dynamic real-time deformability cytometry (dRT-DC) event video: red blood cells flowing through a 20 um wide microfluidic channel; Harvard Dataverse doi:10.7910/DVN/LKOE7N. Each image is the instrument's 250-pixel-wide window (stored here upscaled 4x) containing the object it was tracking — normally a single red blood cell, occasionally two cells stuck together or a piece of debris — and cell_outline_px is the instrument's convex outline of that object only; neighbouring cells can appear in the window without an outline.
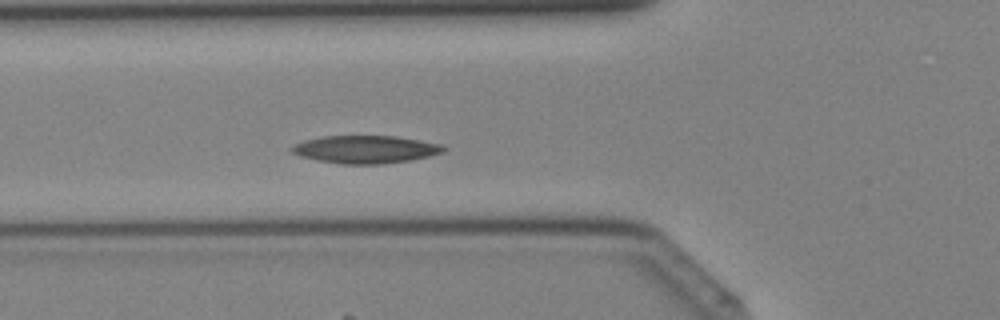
{"species": "Egyptian fruit bat (a non-hibernating species)", "species_latin": "Rousettus aegyptiacus", "temperature_condition": "cold", "stored_images_in_passage": 30, "camera_frame_rate_fps": 3000, "um_per_image_px": 0.085, "animal": {"sex": "female"}, "frame": {"image": 1, "passage_image": 4, "time_ms": 1.0, "image_size_px": [1000, 320], "cell_outline_px": [[448, 148], [444, 152], [428, 156], [408, 160], [380, 164], [340, 164], [300, 156], [292, 152], [288, 148], [304, 140], [324, 136], [396, 136], [444, 144]], "centroid_in_image_um": [31.1, 12.69], "position_along_channel_um": 94.7, "area_um2": 24.51}}
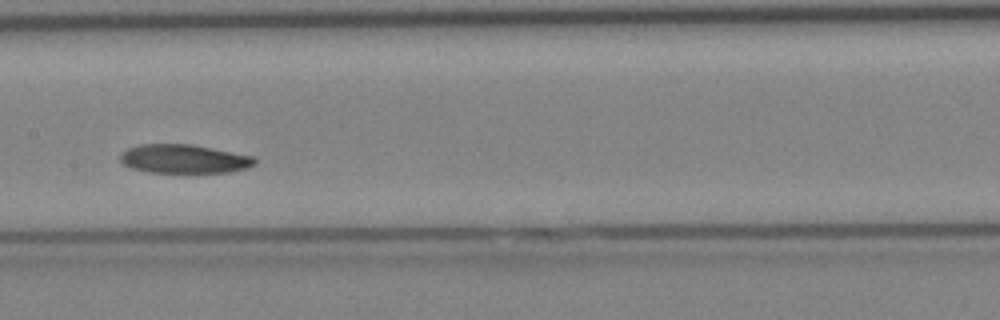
{"frame": {"image": 2, "passage_image": 10, "time_ms": 3.0, "image_size_px": [1000, 320], "cell_outline_px": [[256, 164], [248, 168], [228, 172], [148, 172], [132, 168], [124, 164], [120, 160], [120, 152], [128, 148], [140, 144], [192, 144], [256, 156]], "centroid_in_image_um": [15.67, 13.49], "position_along_channel_um": 191.7, "area_um2": 22.72}}
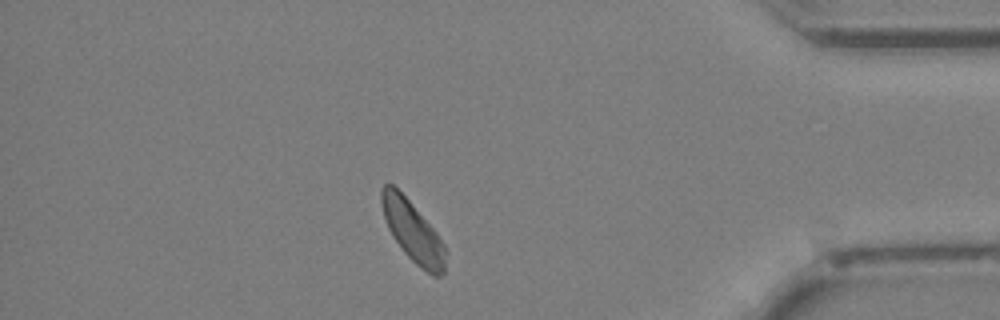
{"frame": {"image": 3, "passage_image": 25, "time_ms": 8.0, "image_size_px": [1000, 320], "cell_outline_px": [[448, 252], [444, 272], [440, 276], [432, 276], [420, 268], [404, 252], [392, 236], [388, 228], [384, 216], [380, 200], [380, 188], [384, 184], [392, 184], [408, 200], [436, 232], [444, 244]], "centroid_in_image_um": [35.1, 19.71], "position_along_channel_um": 400.1, "area_um2": 22.54}}